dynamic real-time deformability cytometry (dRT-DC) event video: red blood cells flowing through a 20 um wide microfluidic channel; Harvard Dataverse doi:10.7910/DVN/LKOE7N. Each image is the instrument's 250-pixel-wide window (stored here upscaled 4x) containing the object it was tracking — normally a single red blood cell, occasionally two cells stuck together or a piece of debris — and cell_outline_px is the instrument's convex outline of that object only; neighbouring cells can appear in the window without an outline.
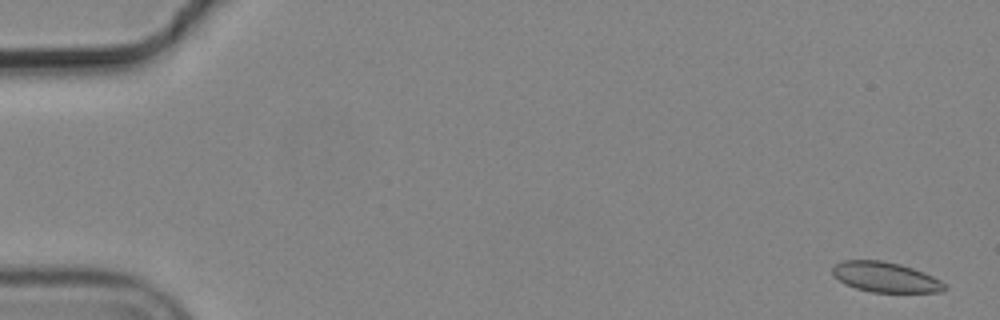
{"species": "common noctule bat (a hibernating species)", "species_latin": "Nyctalus noctula", "temperature_condition": "cold", "stored_images_in_passage": 56, "camera_frame_rate_fps": 3000, "um_per_image_px": 0.085, "animal": {"sex": "male", "body_mass_g": 19.2, "forearm_length_mm": 51.8}, "frame": {"image": 1, "passage_image": 2, "time_ms": 0.333, "image_size_px": [1000, 320], "cell_outline_px": [[948, 288], [944, 292], [872, 292], [856, 288], [844, 284], [832, 272], [832, 268], [836, 264], [844, 260], [880, 260], [900, 264], [924, 272], [940, 280]], "centroid_in_image_um": [75.29, 23.56], "position_along_channel_um": 9.7, "area_um2": 19.59}}
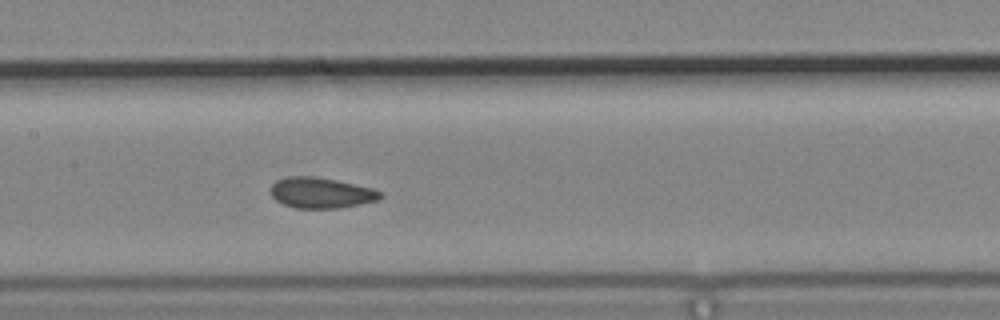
{"frame": {"image": 2, "passage_image": 28, "time_ms": 9.0, "image_size_px": [1000, 320], "cell_outline_px": [[384, 196], [380, 200], [340, 208], [296, 208], [284, 204], [276, 200], [272, 196], [272, 184], [276, 180], [288, 176], [312, 176], [336, 180], [372, 188], [384, 192]], "centroid_in_image_um": [27.34, 16.39], "position_along_channel_um": 180.1, "area_um2": 19.65}}
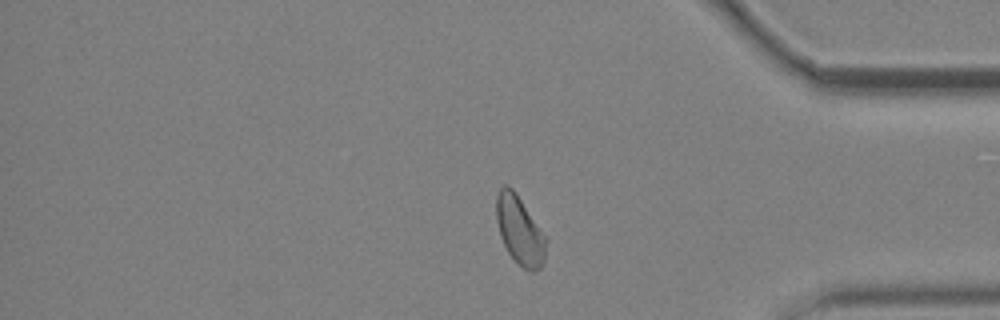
{"frame": {"image": 3, "passage_image": 47, "time_ms": 15.333, "image_size_px": [1000, 320], "cell_outline_px": [[548, 240], [544, 260], [540, 268], [532, 272], [516, 264], [508, 252], [500, 236], [496, 220], [496, 196], [500, 188], [504, 184], [508, 184], [516, 192]], "centroid_in_image_um": [44.17, 19.58], "position_along_channel_um": 391.0, "area_um2": 20.0}, "authors_computed_cell_mechanics": {"area_um2": 20.0566, "velocity_mm_per_s": 3.6669, "shape_relaxation_time_tau1_ms": null, "shape_relaxation_time_tau2_ms": 2.4836, "deformation_change_tau1": null, "deformation_change_tau2": 0.0547}}